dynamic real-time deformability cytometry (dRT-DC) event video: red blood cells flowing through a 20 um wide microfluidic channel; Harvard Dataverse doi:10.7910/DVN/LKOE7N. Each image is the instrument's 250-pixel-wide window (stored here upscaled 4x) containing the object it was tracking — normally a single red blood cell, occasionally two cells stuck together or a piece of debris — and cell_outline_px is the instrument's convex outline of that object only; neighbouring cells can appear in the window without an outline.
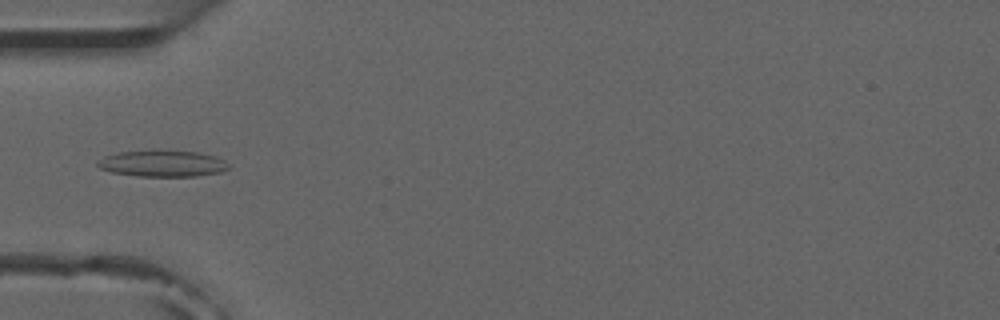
{"species": "common noctule bat (a hibernating species)", "species_latin": "Nyctalus noctula", "temperature_condition": "room temperature", "stored_images_in_passage": 5, "camera_frame_rate_fps": 3000, "um_per_image_px": 0.085, "animal": {"sex": "male", "forearm_length_mm": 52.5}, "frame": {"image": 1, "passage_image": 4, "time_ms": 4.333, "image_size_px": [1000, 320], "cell_outline_px": [[228, 168], [220, 172], [196, 176], [140, 176], [112, 172], [100, 168], [96, 164], [96, 160], [104, 156], [120, 152], [160, 148], [200, 152], [216, 156], [224, 160], [228, 164]], "centroid_in_image_um": [13.8, 13.86], "position_along_channel_um": 71.2, "area_um2": 20.69}}
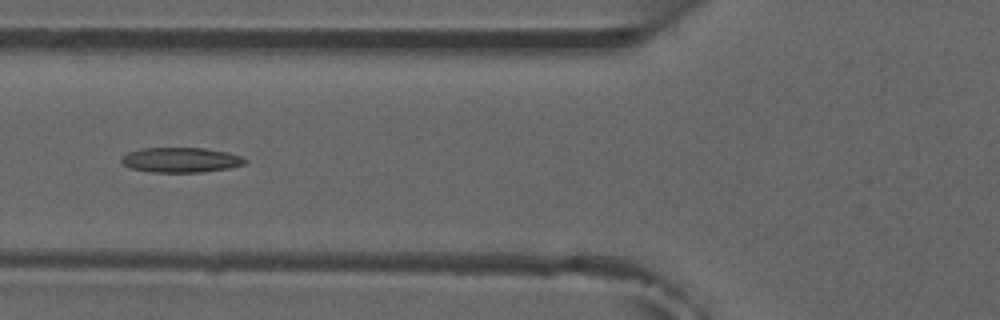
{"frame": {"image": 2, "passage_image": 5, "time_ms": 5.333, "image_size_px": [1000, 320], "cell_outline_px": [[248, 160], [244, 164], [228, 168], [200, 172], [152, 172], [132, 168], [124, 164], [120, 160], [128, 152], [144, 148], [204, 148], [228, 152], [240, 156]], "centroid_in_image_um": [15.39, 13.59], "position_along_channel_um": 110.4, "area_um2": 17.74}}